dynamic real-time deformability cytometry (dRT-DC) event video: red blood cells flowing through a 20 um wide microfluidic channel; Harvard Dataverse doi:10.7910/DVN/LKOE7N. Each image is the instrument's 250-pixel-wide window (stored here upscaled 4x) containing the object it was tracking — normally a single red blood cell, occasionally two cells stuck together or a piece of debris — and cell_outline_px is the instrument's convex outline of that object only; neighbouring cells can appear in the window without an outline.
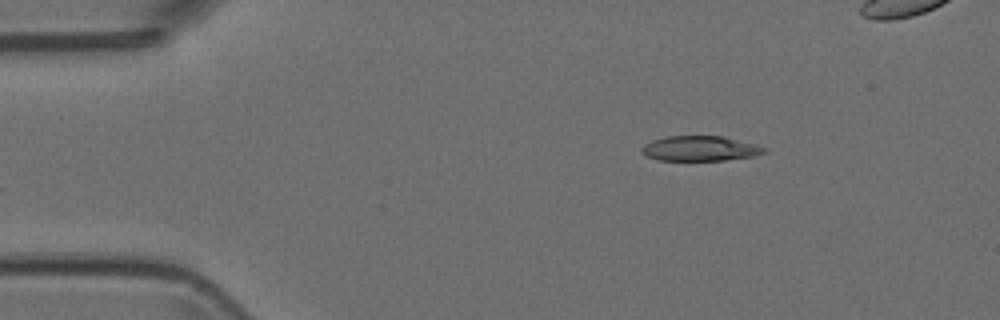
{"species": "Egyptian fruit bat (a non-hibernating species)", "species_latin": "Rousettus aegyptiacus", "temperature_condition": "room temperature", "stored_images_in_passage": 3, "camera_frame_rate_fps": 3000, "um_per_image_px": 0.085, "animal": {"sex": "female"}, "frame": {"image": 1, "passage_image": 1, "time_ms": 0.0, "image_size_px": [1000, 320], "cell_outline_px": [[768, 152], [756, 156], [724, 160], [656, 160], [640, 152], [640, 148], [644, 144], [652, 140], [668, 136], [724, 136], [756, 144], [768, 148]], "centroid_in_image_um": [59.54, 12.62], "position_along_channel_um": 25.5, "area_um2": 18.09}}